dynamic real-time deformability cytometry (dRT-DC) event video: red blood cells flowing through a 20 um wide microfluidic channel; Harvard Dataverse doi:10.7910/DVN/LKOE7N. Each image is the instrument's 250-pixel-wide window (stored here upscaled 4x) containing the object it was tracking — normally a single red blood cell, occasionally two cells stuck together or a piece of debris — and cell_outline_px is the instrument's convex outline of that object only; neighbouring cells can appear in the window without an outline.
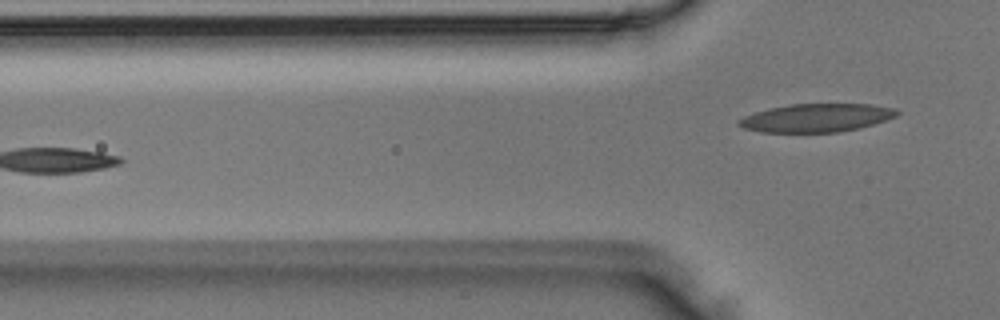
{"species": "Egyptian fruit bat (a non-hibernating species)", "species_latin": "Rousettus aegyptiacus", "temperature_condition": "room temperature", "stored_images_in_passage": 5, "camera_frame_rate_fps": 3000, "um_per_image_px": 0.085, "animal": {"sex": "male"}, "frame": {"image": 1, "passage_image": 5, "time_ms": 1.333, "image_size_px": [1000, 320], "cell_outline_px": [[900, 112], [896, 116], [860, 128], [840, 132], [760, 132], [744, 128], [736, 124], [736, 120], [744, 116], [756, 112], [772, 108], [792, 104], [872, 104], [896, 108]], "centroid_in_image_um": [69.4, 10.02], "position_along_channel_um": 56.4, "area_um2": 26.01}}